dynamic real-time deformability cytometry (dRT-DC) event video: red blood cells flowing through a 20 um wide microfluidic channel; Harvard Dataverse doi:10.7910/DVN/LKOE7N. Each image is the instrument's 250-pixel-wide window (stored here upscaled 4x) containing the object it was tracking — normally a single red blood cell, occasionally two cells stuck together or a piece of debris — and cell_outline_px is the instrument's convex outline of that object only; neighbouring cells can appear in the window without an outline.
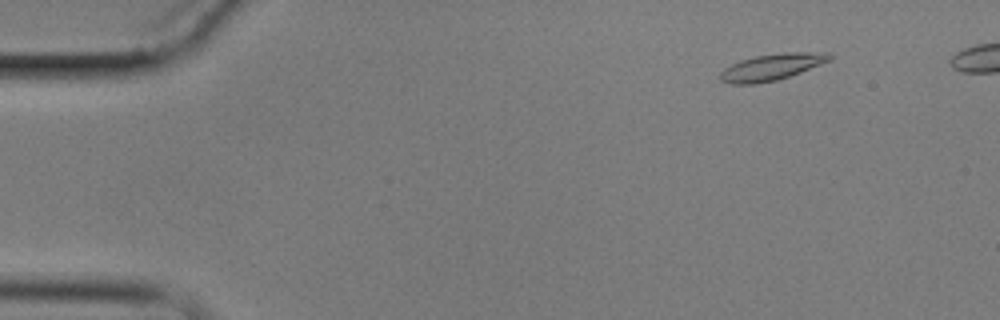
{"species": "common noctule bat (a hibernating species)", "species_latin": "Nyctalus noctula", "temperature_condition": "cold", "stored_images_in_passage": 6, "camera_frame_rate_fps": 3000, "um_per_image_px": 0.085, "animal": {"sex": "male", "body_mass_g": 17.9}, "frame": {"image": 1, "passage_image": 2, "time_ms": 2.0, "image_size_px": [1000, 320], "cell_outline_px": [[836, 56], [832, 60], [800, 72], [776, 80], [756, 84], [732, 84], [720, 80], [720, 72], [724, 68], [740, 60], [756, 56], [784, 52], [832, 52]], "centroid_in_image_um": [65.66, 5.68], "position_along_channel_um": 19.3, "area_um2": 16.99}}